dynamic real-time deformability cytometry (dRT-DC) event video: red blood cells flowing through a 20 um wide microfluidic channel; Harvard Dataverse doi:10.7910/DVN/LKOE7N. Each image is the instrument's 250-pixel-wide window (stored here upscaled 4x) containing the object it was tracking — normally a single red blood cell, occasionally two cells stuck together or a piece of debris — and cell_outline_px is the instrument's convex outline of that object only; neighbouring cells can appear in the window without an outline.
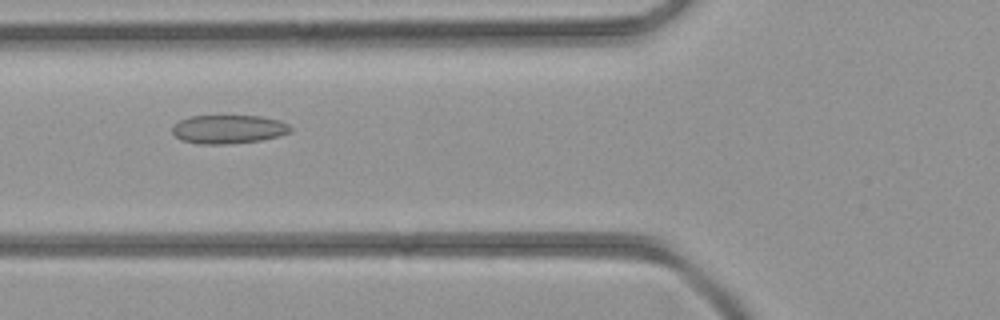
{"species": "common noctule bat (a hibernating species)", "species_latin": "Nyctalus noctula", "temperature_condition": "room temperature", "stored_images_in_passage": 31, "camera_frame_rate_fps": 3000, "um_per_image_px": 0.085, "animal": {"sex": "female", "body_mass_g": 21.9}, "frame": {"image": 1, "passage_image": 7, "time_ms": 2.0, "image_size_px": [1000, 320], "cell_outline_px": [[292, 132], [280, 136], [260, 140], [228, 144], [196, 144], [180, 140], [172, 132], [172, 128], [180, 120], [192, 116], [260, 116], [280, 120], [288, 124], [292, 128]], "centroid_in_image_um": [19.44, 10.99], "position_along_channel_um": 106.4, "area_um2": 19.83}}
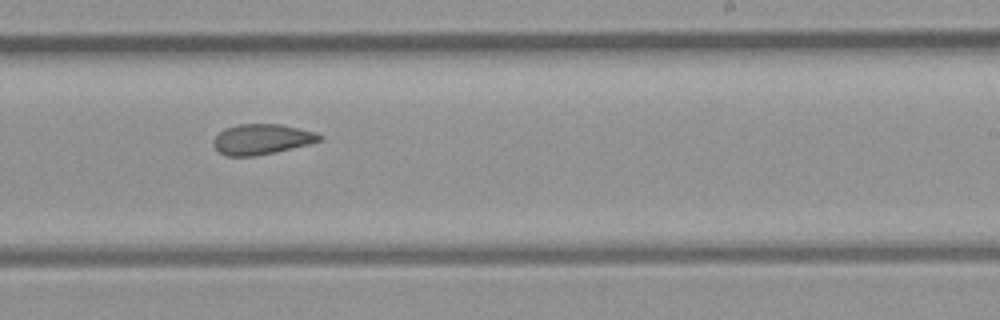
{"frame": {"image": 2, "passage_image": 17, "time_ms": 5.333, "image_size_px": [1000, 320], "cell_outline_px": [[324, 136], [320, 140], [308, 144], [276, 152], [252, 156], [228, 156], [220, 152], [212, 144], [212, 140], [224, 128], [236, 124], [280, 124], [316, 132]], "centroid_in_image_um": [22.23, 11.83], "position_along_channel_um": 266.8, "area_um2": 18.73}}
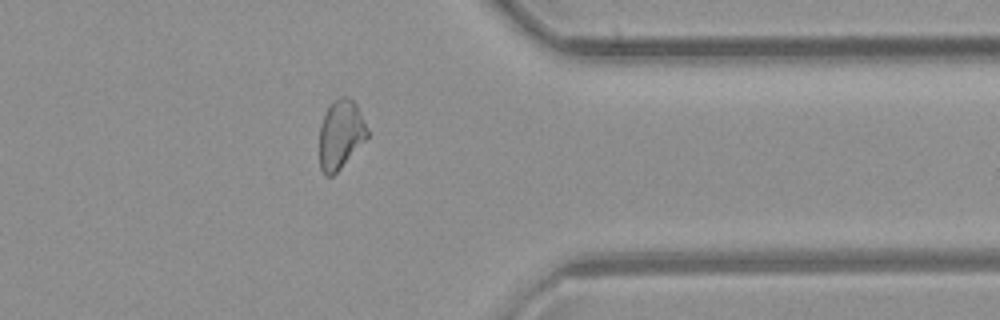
{"frame": {"image": 3, "passage_image": 25, "time_ms": 8.0, "image_size_px": [1000, 320], "cell_outline_px": [[368, 136], [340, 168], [332, 176], [324, 176], [320, 168], [320, 124], [332, 100], [344, 96], [348, 96], [356, 104], [368, 128]], "centroid_in_image_um": [28.94, 11.41], "position_along_channel_um": 382.5, "area_um2": 19.02}}